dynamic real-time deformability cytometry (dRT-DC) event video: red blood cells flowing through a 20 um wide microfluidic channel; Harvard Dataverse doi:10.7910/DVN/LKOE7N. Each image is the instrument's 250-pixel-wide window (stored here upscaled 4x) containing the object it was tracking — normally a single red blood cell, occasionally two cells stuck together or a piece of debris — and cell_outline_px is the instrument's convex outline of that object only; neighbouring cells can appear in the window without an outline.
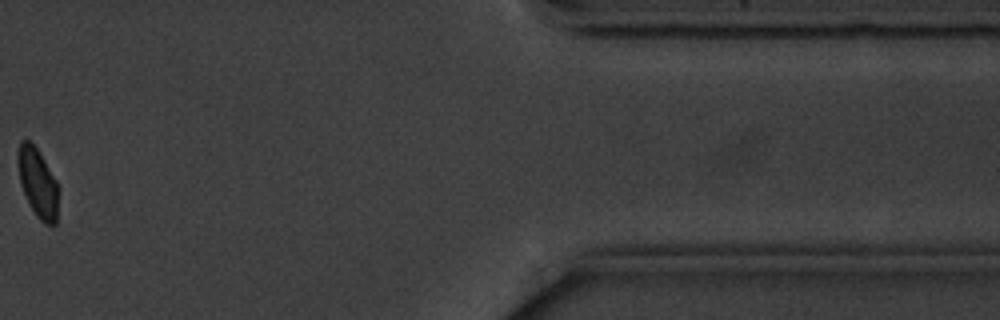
{"species": "common noctule bat (a hibernating species)", "species_latin": "Nyctalus noctula", "temperature_condition": "cold", "stored_images_in_passage": 14, "camera_frame_rate_fps": 3000, "um_per_image_px": 0.085, "animal": {"sex": "male", "body_mass_g": 20.1, "forearm_length_mm": 53.5}, "frame": {"image": 1, "passage_image": 12, "time_ms": 14.333, "image_size_px": [1000, 320], "cell_outline_px": [[60, 188], [56, 224], [44, 224], [36, 216], [20, 184], [16, 160], [16, 152], [20, 140], [28, 140], [36, 148], [56, 180]], "centroid_in_image_um": [3.21, 15.53], "position_along_channel_um": 408.2, "area_um2": 16.53}, "authors_computed_cell_mechanics": {"area_um2": 17.2533, "velocity_mm_per_s": 3.5464, "shape_relaxation_time_tau1_ms": 0.7149, "shape_relaxation_time_tau2_ms": 2.2265, "deformation_change_tau1": 0.0813, "deformation_change_tau2": 0.062}}